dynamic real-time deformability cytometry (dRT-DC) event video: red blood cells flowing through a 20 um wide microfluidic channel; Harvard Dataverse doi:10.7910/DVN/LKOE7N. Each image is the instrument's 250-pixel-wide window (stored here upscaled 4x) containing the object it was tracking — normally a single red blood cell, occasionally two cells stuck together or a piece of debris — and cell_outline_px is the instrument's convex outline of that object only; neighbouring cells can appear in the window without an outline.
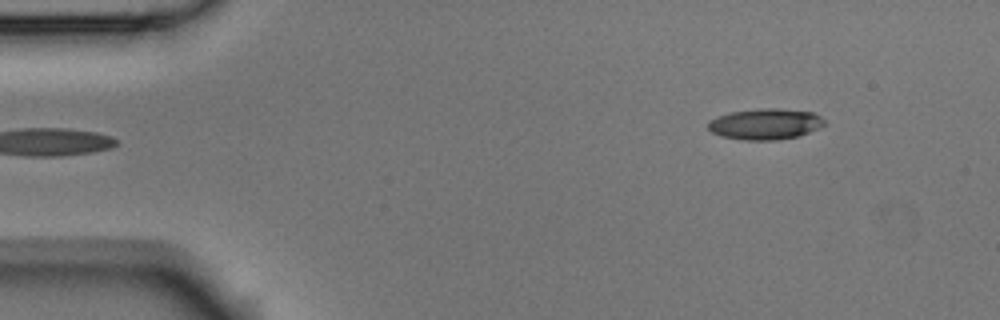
{"species": "Egyptian fruit bat (a non-hibernating species)", "species_latin": "Rousettus aegyptiacus", "temperature_condition": "room temperature", "stored_images_in_passage": 4, "camera_frame_rate_fps": 3000, "um_per_image_px": 0.085, "animal": {"sex": "male"}, "frame": {"image": 1, "passage_image": 4, "time_ms": 1.0, "image_size_px": [1000, 320], "cell_outline_px": [[824, 124], [800, 136], [776, 140], [744, 140], [720, 136], [712, 132], [708, 128], [708, 120], [716, 116], [732, 112], [764, 108], [776, 108], [812, 112], [820, 116], [824, 120]], "centroid_in_image_um": [65.01, 10.55], "position_along_channel_um": 20.0, "area_um2": 20.87}}